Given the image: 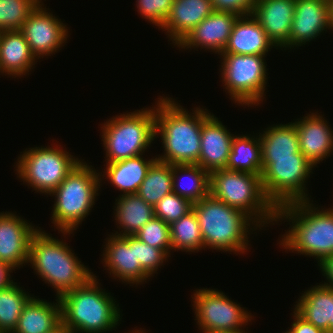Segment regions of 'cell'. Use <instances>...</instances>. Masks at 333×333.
I'll return each instance as SVG.
<instances>
[{
    "label": "cell",
    "instance_id": "3",
    "mask_svg": "<svg viewBox=\"0 0 333 333\" xmlns=\"http://www.w3.org/2000/svg\"><path fill=\"white\" fill-rule=\"evenodd\" d=\"M39 229L32 235L28 263L56 291V298L84 285L93 272L78 260L66 242ZM72 251V252H71Z\"/></svg>",
    "mask_w": 333,
    "mask_h": 333
},
{
    "label": "cell",
    "instance_id": "29",
    "mask_svg": "<svg viewBox=\"0 0 333 333\" xmlns=\"http://www.w3.org/2000/svg\"><path fill=\"white\" fill-rule=\"evenodd\" d=\"M234 135L227 170L262 176V146L259 135Z\"/></svg>",
    "mask_w": 333,
    "mask_h": 333
},
{
    "label": "cell",
    "instance_id": "8",
    "mask_svg": "<svg viewBox=\"0 0 333 333\" xmlns=\"http://www.w3.org/2000/svg\"><path fill=\"white\" fill-rule=\"evenodd\" d=\"M102 141L106 163L143 155L155 138V106L116 115L104 122Z\"/></svg>",
    "mask_w": 333,
    "mask_h": 333
},
{
    "label": "cell",
    "instance_id": "30",
    "mask_svg": "<svg viewBox=\"0 0 333 333\" xmlns=\"http://www.w3.org/2000/svg\"><path fill=\"white\" fill-rule=\"evenodd\" d=\"M179 175L182 178L186 176L187 181L185 182H189L182 183L181 180H177L181 178ZM172 178L173 193L190 200L192 203L201 201L209 195L210 173L198 164L172 165Z\"/></svg>",
    "mask_w": 333,
    "mask_h": 333
},
{
    "label": "cell",
    "instance_id": "38",
    "mask_svg": "<svg viewBox=\"0 0 333 333\" xmlns=\"http://www.w3.org/2000/svg\"><path fill=\"white\" fill-rule=\"evenodd\" d=\"M137 254L140 261L141 268L151 277L154 276L163 265V262L167 260L168 256L163 250L152 247L142 242L137 237Z\"/></svg>",
    "mask_w": 333,
    "mask_h": 333
},
{
    "label": "cell",
    "instance_id": "46",
    "mask_svg": "<svg viewBox=\"0 0 333 333\" xmlns=\"http://www.w3.org/2000/svg\"><path fill=\"white\" fill-rule=\"evenodd\" d=\"M331 13H332V31H333V0H331Z\"/></svg>",
    "mask_w": 333,
    "mask_h": 333
},
{
    "label": "cell",
    "instance_id": "32",
    "mask_svg": "<svg viewBox=\"0 0 333 333\" xmlns=\"http://www.w3.org/2000/svg\"><path fill=\"white\" fill-rule=\"evenodd\" d=\"M13 282L0 289V333H12L22 314L23 308L33 295Z\"/></svg>",
    "mask_w": 333,
    "mask_h": 333
},
{
    "label": "cell",
    "instance_id": "13",
    "mask_svg": "<svg viewBox=\"0 0 333 333\" xmlns=\"http://www.w3.org/2000/svg\"><path fill=\"white\" fill-rule=\"evenodd\" d=\"M41 3L30 13L19 30L37 59L55 54L69 37L67 25L47 12L44 3Z\"/></svg>",
    "mask_w": 333,
    "mask_h": 333
},
{
    "label": "cell",
    "instance_id": "34",
    "mask_svg": "<svg viewBox=\"0 0 333 333\" xmlns=\"http://www.w3.org/2000/svg\"><path fill=\"white\" fill-rule=\"evenodd\" d=\"M42 0H0V31L20 30Z\"/></svg>",
    "mask_w": 333,
    "mask_h": 333
},
{
    "label": "cell",
    "instance_id": "33",
    "mask_svg": "<svg viewBox=\"0 0 333 333\" xmlns=\"http://www.w3.org/2000/svg\"><path fill=\"white\" fill-rule=\"evenodd\" d=\"M170 239L171 248L175 251L192 253L204 249L201 229L193 210L170 224Z\"/></svg>",
    "mask_w": 333,
    "mask_h": 333
},
{
    "label": "cell",
    "instance_id": "19",
    "mask_svg": "<svg viewBox=\"0 0 333 333\" xmlns=\"http://www.w3.org/2000/svg\"><path fill=\"white\" fill-rule=\"evenodd\" d=\"M295 121L299 149L315 167L333 152V130L318 111Z\"/></svg>",
    "mask_w": 333,
    "mask_h": 333
},
{
    "label": "cell",
    "instance_id": "43",
    "mask_svg": "<svg viewBox=\"0 0 333 333\" xmlns=\"http://www.w3.org/2000/svg\"><path fill=\"white\" fill-rule=\"evenodd\" d=\"M49 333H75L70 327L64 325L62 322L56 326L51 332Z\"/></svg>",
    "mask_w": 333,
    "mask_h": 333
},
{
    "label": "cell",
    "instance_id": "16",
    "mask_svg": "<svg viewBox=\"0 0 333 333\" xmlns=\"http://www.w3.org/2000/svg\"><path fill=\"white\" fill-rule=\"evenodd\" d=\"M37 230L12 212H0V261L13 269L28 263L30 240Z\"/></svg>",
    "mask_w": 333,
    "mask_h": 333
},
{
    "label": "cell",
    "instance_id": "26",
    "mask_svg": "<svg viewBox=\"0 0 333 333\" xmlns=\"http://www.w3.org/2000/svg\"><path fill=\"white\" fill-rule=\"evenodd\" d=\"M142 155L128 158L125 160L106 163V170L100 173V177L104 176L113 186L118 188L123 194H137L141 183L143 182L150 166L157 159L155 157L147 160ZM106 175V176H105Z\"/></svg>",
    "mask_w": 333,
    "mask_h": 333
},
{
    "label": "cell",
    "instance_id": "24",
    "mask_svg": "<svg viewBox=\"0 0 333 333\" xmlns=\"http://www.w3.org/2000/svg\"><path fill=\"white\" fill-rule=\"evenodd\" d=\"M56 301L55 305L54 302H47L33 296L23 308L12 333L51 332L61 323V305L58 297Z\"/></svg>",
    "mask_w": 333,
    "mask_h": 333
},
{
    "label": "cell",
    "instance_id": "23",
    "mask_svg": "<svg viewBox=\"0 0 333 333\" xmlns=\"http://www.w3.org/2000/svg\"><path fill=\"white\" fill-rule=\"evenodd\" d=\"M37 58L19 30L1 31L0 73L20 77L26 75Z\"/></svg>",
    "mask_w": 333,
    "mask_h": 333
},
{
    "label": "cell",
    "instance_id": "41",
    "mask_svg": "<svg viewBox=\"0 0 333 333\" xmlns=\"http://www.w3.org/2000/svg\"><path fill=\"white\" fill-rule=\"evenodd\" d=\"M318 266L323 272L322 275L328 280L323 285L333 289V255L326 257Z\"/></svg>",
    "mask_w": 333,
    "mask_h": 333
},
{
    "label": "cell",
    "instance_id": "15",
    "mask_svg": "<svg viewBox=\"0 0 333 333\" xmlns=\"http://www.w3.org/2000/svg\"><path fill=\"white\" fill-rule=\"evenodd\" d=\"M332 30L331 0H295L289 48L300 47Z\"/></svg>",
    "mask_w": 333,
    "mask_h": 333
},
{
    "label": "cell",
    "instance_id": "39",
    "mask_svg": "<svg viewBox=\"0 0 333 333\" xmlns=\"http://www.w3.org/2000/svg\"><path fill=\"white\" fill-rule=\"evenodd\" d=\"M257 0H211L214 11L237 14L238 16L252 15Z\"/></svg>",
    "mask_w": 333,
    "mask_h": 333
},
{
    "label": "cell",
    "instance_id": "4",
    "mask_svg": "<svg viewBox=\"0 0 333 333\" xmlns=\"http://www.w3.org/2000/svg\"><path fill=\"white\" fill-rule=\"evenodd\" d=\"M93 276L80 287L59 297L61 322L75 333H104L118 326L120 308Z\"/></svg>",
    "mask_w": 333,
    "mask_h": 333
},
{
    "label": "cell",
    "instance_id": "47",
    "mask_svg": "<svg viewBox=\"0 0 333 333\" xmlns=\"http://www.w3.org/2000/svg\"><path fill=\"white\" fill-rule=\"evenodd\" d=\"M132 332H133V333H145V331H144V330H141V329H140V330H137V329H136V331L134 330V331H132Z\"/></svg>",
    "mask_w": 333,
    "mask_h": 333
},
{
    "label": "cell",
    "instance_id": "21",
    "mask_svg": "<svg viewBox=\"0 0 333 333\" xmlns=\"http://www.w3.org/2000/svg\"><path fill=\"white\" fill-rule=\"evenodd\" d=\"M214 11L211 0H174L164 29L173 45H178L203 19Z\"/></svg>",
    "mask_w": 333,
    "mask_h": 333
},
{
    "label": "cell",
    "instance_id": "31",
    "mask_svg": "<svg viewBox=\"0 0 333 333\" xmlns=\"http://www.w3.org/2000/svg\"><path fill=\"white\" fill-rule=\"evenodd\" d=\"M172 164L155 160L150 166L137 194L153 207L173 192Z\"/></svg>",
    "mask_w": 333,
    "mask_h": 333
},
{
    "label": "cell",
    "instance_id": "27",
    "mask_svg": "<svg viewBox=\"0 0 333 333\" xmlns=\"http://www.w3.org/2000/svg\"><path fill=\"white\" fill-rule=\"evenodd\" d=\"M260 134L262 158H305L299 149L295 122L273 125Z\"/></svg>",
    "mask_w": 333,
    "mask_h": 333
},
{
    "label": "cell",
    "instance_id": "22",
    "mask_svg": "<svg viewBox=\"0 0 333 333\" xmlns=\"http://www.w3.org/2000/svg\"><path fill=\"white\" fill-rule=\"evenodd\" d=\"M273 46L253 15L239 16L222 53L266 56Z\"/></svg>",
    "mask_w": 333,
    "mask_h": 333
},
{
    "label": "cell",
    "instance_id": "6",
    "mask_svg": "<svg viewBox=\"0 0 333 333\" xmlns=\"http://www.w3.org/2000/svg\"><path fill=\"white\" fill-rule=\"evenodd\" d=\"M92 165L81 161L51 193L55 197L52 223L59 233L72 234L89 215L102 179Z\"/></svg>",
    "mask_w": 333,
    "mask_h": 333
},
{
    "label": "cell",
    "instance_id": "36",
    "mask_svg": "<svg viewBox=\"0 0 333 333\" xmlns=\"http://www.w3.org/2000/svg\"><path fill=\"white\" fill-rule=\"evenodd\" d=\"M192 208L193 203L190 200L172 192L158 201L154 206V212L155 217L170 225L172 222L187 215L192 211Z\"/></svg>",
    "mask_w": 333,
    "mask_h": 333
},
{
    "label": "cell",
    "instance_id": "12",
    "mask_svg": "<svg viewBox=\"0 0 333 333\" xmlns=\"http://www.w3.org/2000/svg\"><path fill=\"white\" fill-rule=\"evenodd\" d=\"M192 299L195 320L202 333L242 331L241 327L253 318L247 309L216 289L195 290Z\"/></svg>",
    "mask_w": 333,
    "mask_h": 333
},
{
    "label": "cell",
    "instance_id": "37",
    "mask_svg": "<svg viewBox=\"0 0 333 333\" xmlns=\"http://www.w3.org/2000/svg\"><path fill=\"white\" fill-rule=\"evenodd\" d=\"M174 0H137L138 12L153 25L162 27L172 8Z\"/></svg>",
    "mask_w": 333,
    "mask_h": 333
},
{
    "label": "cell",
    "instance_id": "14",
    "mask_svg": "<svg viewBox=\"0 0 333 333\" xmlns=\"http://www.w3.org/2000/svg\"><path fill=\"white\" fill-rule=\"evenodd\" d=\"M103 250L104 268L110 275L126 284H143L150 276L141 268L137 254V237L135 235L116 236L106 238Z\"/></svg>",
    "mask_w": 333,
    "mask_h": 333
},
{
    "label": "cell",
    "instance_id": "5",
    "mask_svg": "<svg viewBox=\"0 0 333 333\" xmlns=\"http://www.w3.org/2000/svg\"><path fill=\"white\" fill-rule=\"evenodd\" d=\"M192 210L201 229L204 249L209 247L217 251L243 254L245 250L247 252L249 231L259 228L244 212L210 194L201 201L193 203Z\"/></svg>",
    "mask_w": 333,
    "mask_h": 333
},
{
    "label": "cell",
    "instance_id": "10",
    "mask_svg": "<svg viewBox=\"0 0 333 333\" xmlns=\"http://www.w3.org/2000/svg\"><path fill=\"white\" fill-rule=\"evenodd\" d=\"M220 56L223 61L221 78L230 99L241 106H258L266 96V56L231 53H221Z\"/></svg>",
    "mask_w": 333,
    "mask_h": 333
},
{
    "label": "cell",
    "instance_id": "18",
    "mask_svg": "<svg viewBox=\"0 0 333 333\" xmlns=\"http://www.w3.org/2000/svg\"><path fill=\"white\" fill-rule=\"evenodd\" d=\"M294 10L295 0H257L252 15L270 41L287 50Z\"/></svg>",
    "mask_w": 333,
    "mask_h": 333
},
{
    "label": "cell",
    "instance_id": "35",
    "mask_svg": "<svg viewBox=\"0 0 333 333\" xmlns=\"http://www.w3.org/2000/svg\"><path fill=\"white\" fill-rule=\"evenodd\" d=\"M142 242L163 250L168 256L172 250L170 225L154 217L148 221L136 234Z\"/></svg>",
    "mask_w": 333,
    "mask_h": 333
},
{
    "label": "cell",
    "instance_id": "7",
    "mask_svg": "<svg viewBox=\"0 0 333 333\" xmlns=\"http://www.w3.org/2000/svg\"><path fill=\"white\" fill-rule=\"evenodd\" d=\"M209 194L244 212L260 229L277 222V208L266 197L261 176L227 169L212 171Z\"/></svg>",
    "mask_w": 333,
    "mask_h": 333
},
{
    "label": "cell",
    "instance_id": "44",
    "mask_svg": "<svg viewBox=\"0 0 333 333\" xmlns=\"http://www.w3.org/2000/svg\"><path fill=\"white\" fill-rule=\"evenodd\" d=\"M329 333H333V289L331 288V321L329 322Z\"/></svg>",
    "mask_w": 333,
    "mask_h": 333
},
{
    "label": "cell",
    "instance_id": "1",
    "mask_svg": "<svg viewBox=\"0 0 333 333\" xmlns=\"http://www.w3.org/2000/svg\"><path fill=\"white\" fill-rule=\"evenodd\" d=\"M158 99L155 136L161 137L164 155H158L157 160L172 165L198 164L202 123L211 113L200 106L188 113L172 98L160 96Z\"/></svg>",
    "mask_w": 333,
    "mask_h": 333
},
{
    "label": "cell",
    "instance_id": "9",
    "mask_svg": "<svg viewBox=\"0 0 333 333\" xmlns=\"http://www.w3.org/2000/svg\"><path fill=\"white\" fill-rule=\"evenodd\" d=\"M58 146L26 149L17 159L15 166L20 180L35 191L51 196L73 168L82 161Z\"/></svg>",
    "mask_w": 333,
    "mask_h": 333
},
{
    "label": "cell",
    "instance_id": "2",
    "mask_svg": "<svg viewBox=\"0 0 333 333\" xmlns=\"http://www.w3.org/2000/svg\"><path fill=\"white\" fill-rule=\"evenodd\" d=\"M284 219L292 225L281 237L279 244L283 249L316 257L318 265L333 255L332 208L320 210L310 200L287 203L277 207L276 221Z\"/></svg>",
    "mask_w": 333,
    "mask_h": 333
},
{
    "label": "cell",
    "instance_id": "28",
    "mask_svg": "<svg viewBox=\"0 0 333 333\" xmlns=\"http://www.w3.org/2000/svg\"><path fill=\"white\" fill-rule=\"evenodd\" d=\"M294 311L316 328L329 333L331 321V288L319 284L306 290L296 302Z\"/></svg>",
    "mask_w": 333,
    "mask_h": 333
},
{
    "label": "cell",
    "instance_id": "20",
    "mask_svg": "<svg viewBox=\"0 0 333 333\" xmlns=\"http://www.w3.org/2000/svg\"><path fill=\"white\" fill-rule=\"evenodd\" d=\"M234 134L214 114L202 123L201 147L198 165L211 173L226 169Z\"/></svg>",
    "mask_w": 333,
    "mask_h": 333
},
{
    "label": "cell",
    "instance_id": "17",
    "mask_svg": "<svg viewBox=\"0 0 333 333\" xmlns=\"http://www.w3.org/2000/svg\"><path fill=\"white\" fill-rule=\"evenodd\" d=\"M239 16L227 12L213 11L203 19L178 45L181 49L201 48L221 54Z\"/></svg>",
    "mask_w": 333,
    "mask_h": 333
},
{
    "label": "cell",
    "instance_id": "45",
    "mask_svg": "<svg viewBox=\"0 0 333 333\" xmlns=\"http://www.w3.org/2000/svg\"><path fill=\"white\" fill-rule=\"evenodd\" d=\"M210 333H245V330L238 331V332H210Z\"/></svg>",
    "mask_w": 333,
    "mask_h": 333
},
{
    "label": "cell",
    "instance_id": "25",
    "mask_svg": "<svg viewBox=\"0 0 333 333\" xmlns=\"http://www.w3.org/2000/svg\"><path fill=\"white\" fill-rule=\"evenodd\" d=\"M115 222L119 228L113 235H135L148 221L155 217L154 207L138 194L119 195L115 201ZM119 224V225H118ZM122 227V229H121Z\"/></svg>",
    "mask_w": 333,
    "mask_h": 333
},
{
    "label": "cell",
    "instance_id": "42",
    "mask_svg": "<svg viewBox=\"0 0 333 333\" xmlns=\"http://www.w3.org/2000/svg\"><path fill=\"white\" fill-rule=\"evenodd\" d=\"M13 270L15 271L11 266L0 261V289L13 283V279L10 275Z\"/></svg>",
    "mask_w": 333,
    "mask_h": 333
},
{
    "label": "cell",
    "instance_id": "11",
    "mask_svg": "<svg viewBox=\"0 0 333 333\" xmlns=\"http://www.w3.org/2000/svg\"><path fill=\"white\" fill-rule=\"evenodd\" d=\"M313 168L306 158H262L261 180L266 197L276 208L310 200L305 187Z\"/></svg>",
    "mask_w": 333,
    "mask_h": 333
},
{
    "label": "cell",
    "instance_id": "40",
    "mask_svg": "<svg viewBox=\"0 0 333 333\" xmlns=\"http://www.w3.org/2000/svg\"><path fill=\"white\" fill-rule=\"evenodd\" d=\"M293 313L294 321L289 328L292 333H326L324 330L316 328L312 323L305 321L295 311Z\"/></svg>",
    "mask_w": 333,
    "mask_h": 333
}]
</instances>
